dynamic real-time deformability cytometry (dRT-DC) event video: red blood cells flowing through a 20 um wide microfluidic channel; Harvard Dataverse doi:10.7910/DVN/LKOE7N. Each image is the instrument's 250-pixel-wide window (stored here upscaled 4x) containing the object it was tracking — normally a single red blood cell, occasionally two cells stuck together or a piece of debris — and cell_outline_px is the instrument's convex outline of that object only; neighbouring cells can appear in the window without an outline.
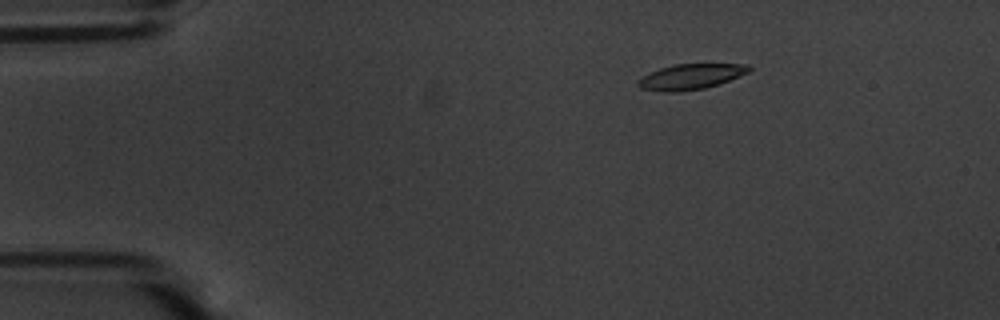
{"species": "common noctule bat (a hibernating species)", "species_latin": "Nyctalus noctula", "temperature_condition": "warm", "stored_images_in_passage": 50, "camera_frame_rate_fps": 3000, "um_per_image_px": 0.085, "animal": {"sex": "male", "body_mass_g": 20.1, "forearm_length_mm": 53.5}, "frame": {"image": 1, "passage_image": 3, "time_ms": 0.667, "image_size_px": [1000, 320], "cell_outline_px": [[752, 68], [748, 72], [728, 80], [704, 88], [680, 92], [660, 92], [640, 88], [636, 84], [636, 80], [648, 72], [660, 68], [676, 64], [748, 64]], "centroid_in_image_um": [58.63, 6.52], "position_along_channel_um": 26.4, "area_um2": 16.47}}
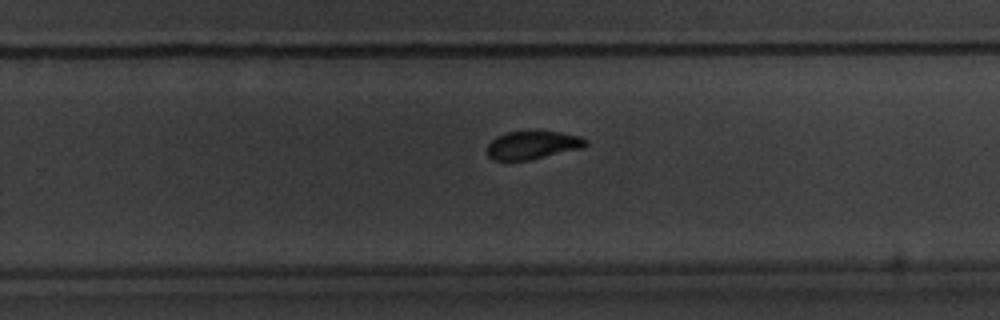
{"frame": {"image": 2, "passage_image": 30, "time_ms": 9.667, "image_size_px": [1000, 320], "cell_outline_px": [[588, 144], [584, 148], [528, 160], [492, 160], [488, 156], [488, 144], [496, 136], [508, 132], [560, 132], [580, 136], [588, 140]], "centroid_in_image_um": [45.3, 12.34], "position_along_channel_um": 284.5, "area_um2": 16.07}}
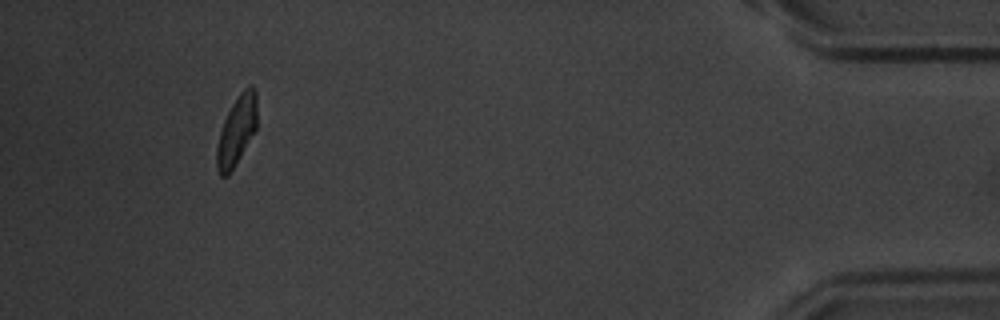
{"frame": {"image": 3, "passage_image": 46, "time_ms": 15.0, "image_size_px": [1000, 320], "cell_outline_px": [[256, 128], [236, 164], [228, 176], [220, 176], [216, 168], [216, 148], [220, 132], [224, 120], [232, 104], [240, 92], [248, 84], [252, 84], [256, 88]], "centroid_in_image_um": [20.11, 11.09], "position_along_channel_um": 415.1, "area_um2": 16.24}, "authors_computed_cell_mechanics": {"area_um2": 16.9643, "velocity_mm_per_s": 3.6361, "shape_relaxation_time_tau1_ms": 3.4085, "shape_relaxation_time_tau2_ms": 2.3319, "deformation_change_tau1": 0.1391, "deformation_change_tau2": 0.0708}}